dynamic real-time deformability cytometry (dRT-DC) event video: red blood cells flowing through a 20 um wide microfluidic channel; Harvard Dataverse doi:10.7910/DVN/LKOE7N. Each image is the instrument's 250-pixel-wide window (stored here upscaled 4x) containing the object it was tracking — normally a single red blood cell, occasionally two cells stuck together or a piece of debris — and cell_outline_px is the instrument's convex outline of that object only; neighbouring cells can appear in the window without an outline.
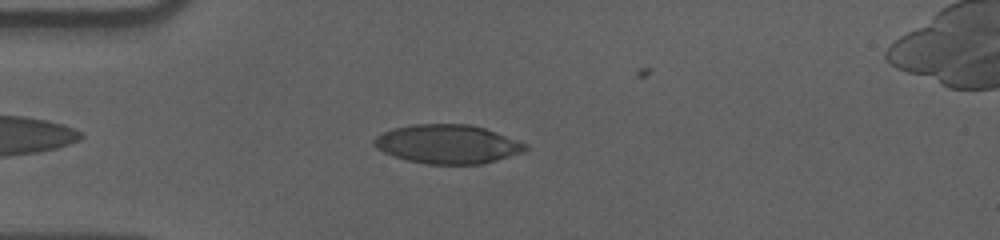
{"species": "human", "species_latin": "Homo sapiens", "temperature_condition": "cold", "stored_images_in_passage": 49, "camera_frame_rate_fps": 3000, "um_per_image_px": 0.085, "donor": {"sex": "male"}, "frame": {"image": 1, "passage_image": 7, "time_ms": 2.0, "image_size_px": [1000, 240], "cell_outline_px": [[528, 148], [524, 152], [496, 160], [480, 164], [428, 164], [408, 160], [384, 152], [376, 148], [372, 144], [372, 140], [376, 136], [384, 132], [396, 128], [412, 124], [468, 124], [484, 128], [496, 132], [528, 144]], "centroid_in_image_um": [38.05, 12.25], "position_along_channel_um": 46.9, "area_um2": 34.1}}
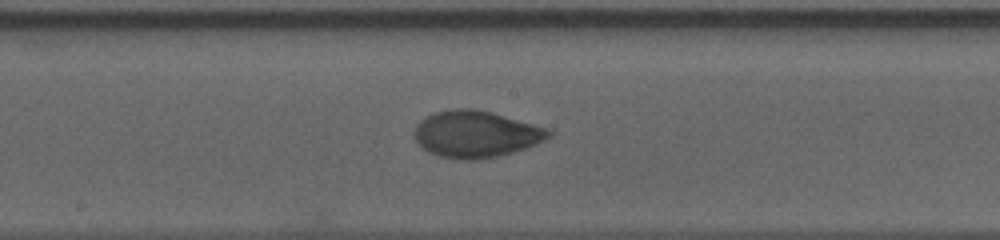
{"frame": {"image": 2, "passage_image": 22, "time_ms": 7.0, "image_size_px": [1000, 240], "cell_outline_px": [[552, 136], [536, 144], [524, 148], [496, 156], [476, 160], [460, 160], [440, 156], [428, 152], [416, 140], [412, 132], [416, 124], [424, 116], [432, 112], [456, 108], [472, 108], [492, 112], [548, 128], [552, 132]], "centroid_in_image_um": [40.41, 11.38], "position_along_channel_um": 207.8, "area_um2": 36.7}}
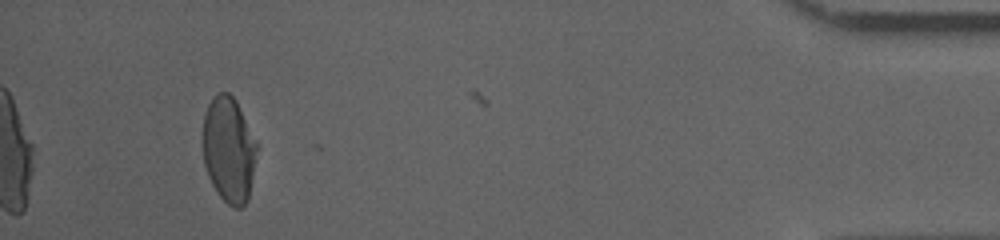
{"frame": {"image": 3, "passage_image": 45, "time_ms": 14.667, "image_size_px": [1000, 240], "cell_outline_px": [[256, 148], [252, 176], [248, 200], [240, 208], [232, 208], [216, 192], [208, 176], [204, 164], [204, 116], [208, 104], [216, 92], [228, 92], [236, 100], [256, 144]], "centroid_in_image_um": [19.42, 12.73], "position_along_channel_um": 415.8, "area_um2": 32.6}, "authors_computed_cell_mechanics": {"area_um2": 35.2002, "velocity_mm_per_s": 3.5719, "shape_relaxation_time_tau1_ms": 5.8484, "shape_relaxation_time_tau2_ms": 1.3093, "deformation_change_tau1": 0.1905, "deformation_change_tau2": 0.0441}}